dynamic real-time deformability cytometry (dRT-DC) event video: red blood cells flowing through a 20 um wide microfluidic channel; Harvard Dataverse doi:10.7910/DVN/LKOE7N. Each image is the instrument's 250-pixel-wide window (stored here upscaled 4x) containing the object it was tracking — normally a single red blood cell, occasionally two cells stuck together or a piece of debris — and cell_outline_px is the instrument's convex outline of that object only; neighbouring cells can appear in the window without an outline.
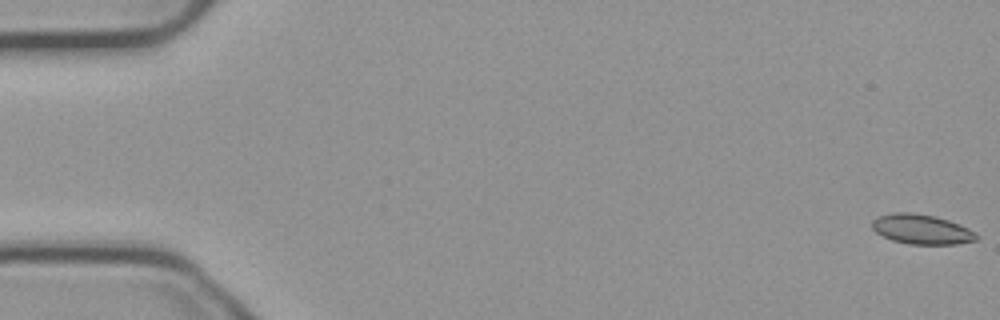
{"species": "common noctule bat (a hibernating species)", "species_latin": "Nyctalus noctula", "temperature_condition": "cold", "stored_images_in_passage": 7, "camera_frame_rate_fps": 3000, "um_per_image_px": 0.085, "animal": {"sex": "male", "body_mass_g": 23.1, "forearm_length_mm": 52.7}, "frame": {"image": 1, "passage_image": 1, "time_ms": 0.0, "image_size_px": [1000, 320], "cell_outline_px": [[980, 236], [976, 240], [956, 244], [908, 244], [892, 240], [876, 232], [872, 228], [872, 220], [876, 216], [892, 212], [912, 212], [936, 216], [960, 224], [976, 232]], "centroid_in_image_um": [78.34, 19.47], "position_along_channel_um": 6.7, "area_um2": 18.32}}